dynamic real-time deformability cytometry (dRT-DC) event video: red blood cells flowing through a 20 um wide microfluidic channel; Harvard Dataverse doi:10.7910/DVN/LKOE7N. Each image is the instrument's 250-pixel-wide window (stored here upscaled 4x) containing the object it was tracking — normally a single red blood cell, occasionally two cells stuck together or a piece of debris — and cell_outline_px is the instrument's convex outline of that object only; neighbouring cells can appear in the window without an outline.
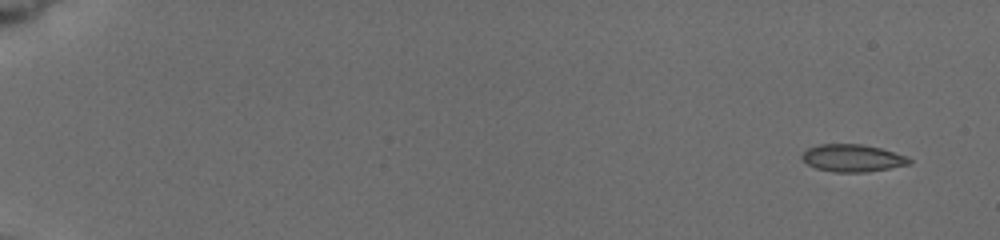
{"species": "common noctule bat (a hibernating species)", "species_latin": "Nyctalus noctula", "temperature_condition": "cold", "stored_images_in_passage": 8, "camera_frame_rate_fps": 3000, "um_per_image_px": 0.085, "animal": {"sex": "female", "body_mass_g": 19.5, "forearm_length_mm": 54.1}, "frame": {"image": 1, "passage_image": 1, "time_ms": 0.0, "image_size_px": [1000, 240], "cell_outline_px": [[912, 160], [908, 164], [888, 168], [864, 172], [836, 172], [816, 168], [808, 164], [800, 156], [808, 148], [820, 144], [860, 144], [880, 148], [908, 156]], "centroid_in_image_um": [72.46, 13.43], "position_along_channel_um": 12.5, "area_um2": 16.88}}
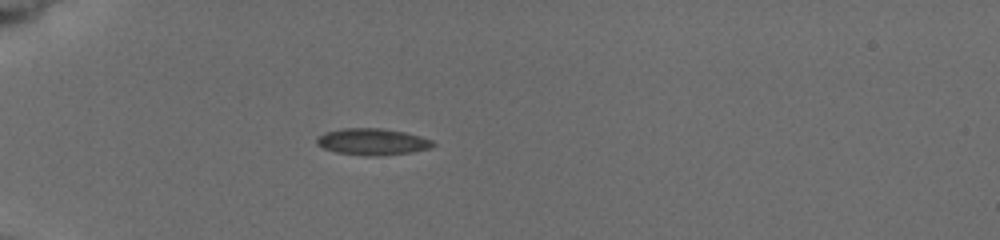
{"frame": {"image": 2, "passage_image": 6, "time_ms": 5.0, "image_size_px": [1000, 240], "cell_outline_px": [[436, 144], [432, 148], [412, 152], [372, 156], [364, 156], [336, 152], [324, 148], [316, 144], [316, 136], [324, 132], [344, 128], [384, 128], [404, 132], [420, 136], [432, 140]], "centroid_in_image_um": [31.64, 12.04], "position_along_channel_um": 53.4, "area_um2": 18.15}}
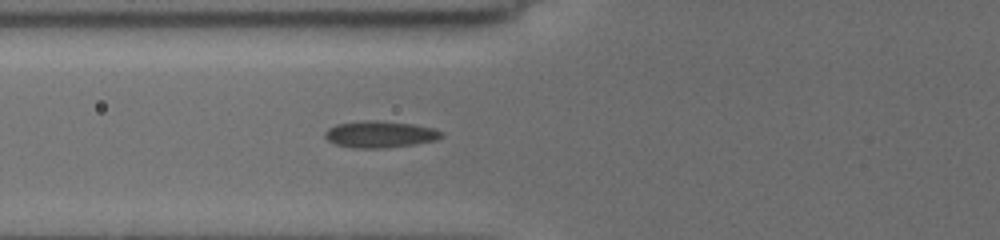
{"frame": {"image": 3, "passage_image": 8, "time_ms": 6.667, "image_size_px": [1000, 240], "cell_outline_px": [[444, 136], [436, 140], [416, 144], [384, 148], [352, 148], [336, 144], [328, 140], [324, 136], [324, 132], [328, 128], [336, 124], [364, 120], [380, 120], [412, 124], [436, 128], [444, 132]], "centroid_in_image_um": [32.33, 11.41], "position_along_channel_um": 93.5, "area_um2": 18.38}}